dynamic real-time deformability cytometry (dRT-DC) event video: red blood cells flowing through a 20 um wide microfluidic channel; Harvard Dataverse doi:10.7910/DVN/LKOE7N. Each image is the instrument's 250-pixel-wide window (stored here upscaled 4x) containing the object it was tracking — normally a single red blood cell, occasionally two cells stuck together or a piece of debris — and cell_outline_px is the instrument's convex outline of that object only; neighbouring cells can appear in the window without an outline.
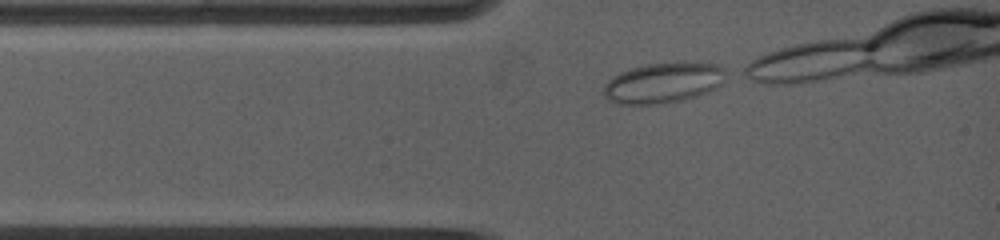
{"species": "common noctule bat (a hibernating species)", "species_latin": "Nyctalus noctula", "temperature_condition": "warm", "stored_images_in_passage": 8, "camera_frame_rate_fps": 5000, "um_per_image_px": 0.085, "animal": {"sex": "female", "body_mass_g": 19.0, "forearm_length_mm": 53.3}, "frame": {"image": 1, "passage_image": 1, "time_ms": 0.0, "image_size_px": [1000, 240], "cell_outline_px": [[724, 68], [720, 84], [716, 88], [708, 92], [684, 100], [660, 104], [616, 104], [604, 96], [604, 84], [608, 80], [620, 72], [632, 68], [648, 64], [720, 64]], "centroid_in_image_um": [56.32, 7.08], "position_along_channel_um": 28.7, "area_um2": 28.09}}
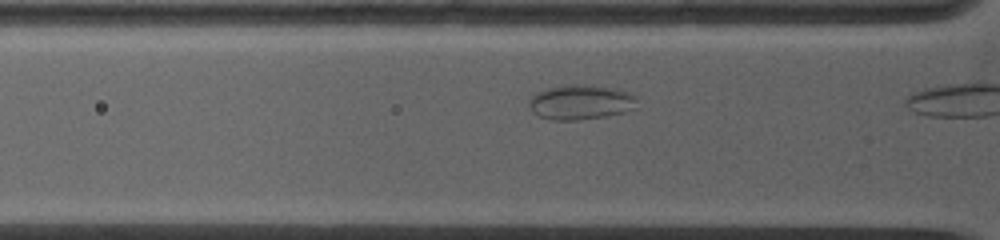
{"frame": {"image": 2, "passage_image": 7, "time_ms": 1.4, "image_size_px": [1000, 240], "cell_outline_px": [[636, 108], [624, 112], [604, 116], [580, 120], [552, 120], [540, 116], [532, 112], [528, 104], [528, 100], [536, 92], [548, 88], [564, 84], [588, 84], [620, 88], [632, 92], [636, 96]], "centroid_in_image_um": [49.38, 8.66], "position_along_channel_um": 76.4, "area_um2": 22.43}}